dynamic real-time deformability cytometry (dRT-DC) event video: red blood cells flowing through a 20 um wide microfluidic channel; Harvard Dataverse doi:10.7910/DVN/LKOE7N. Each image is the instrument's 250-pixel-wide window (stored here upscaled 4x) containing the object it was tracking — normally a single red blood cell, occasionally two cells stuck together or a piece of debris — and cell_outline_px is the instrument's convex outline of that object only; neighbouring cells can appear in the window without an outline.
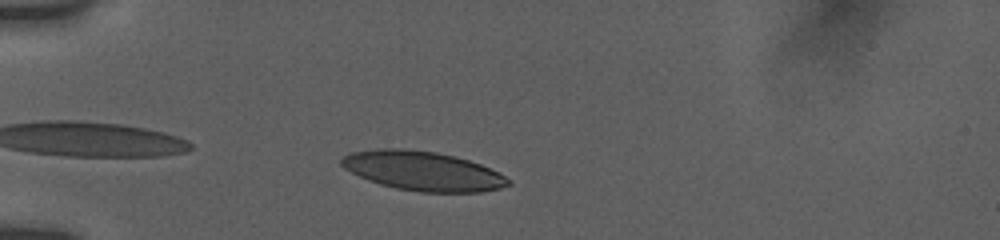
{"species": "human", "species_latin": "Homo sapiens", "temperature_condition": "room temperature", "stored_images_in_passage": 22, "camera_frame_rate_fps": 3000, "um_per_image_px": 0.085, "donor": {"sex": "female"}, "frame": {"image": 1, "passage_image": 4, "time_ms": 0.667, "image_size_px": [1000, 240], "cell_outline_px": [[512, 184], [500, 188], [480, 192], [420, 192], [396, 188], [380, 184], [368, 180], [344, 168], [340, 164], [340, 160], [348, 152], [380, 148], [396, 148], [436, 152], [456, 156], [480, 164], [512, 180]], "centroid_in_image_um": [35.92, 14.53], "position_along_channel_um": 49.1, "area_um2": 38.09}}
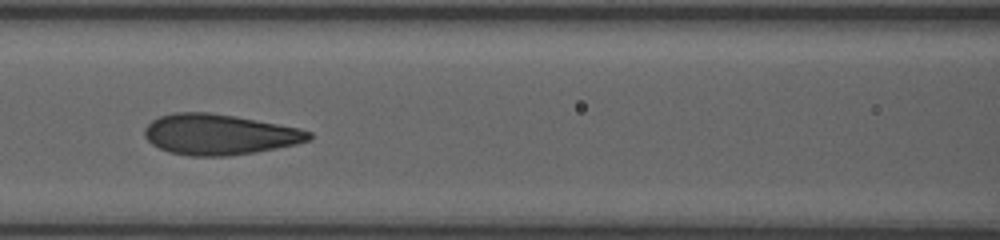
{"frame": {"image": 2, "passage_image": 17, "time_ms": 4.0, "image_size_px": [1000, 240], "cell_outline_px": [[312, 140], [296, 144], [256, 152], [228, 156], [188, 156], [168, 152], [152, 144], [144, 136], [144, 128], [152, 120], [160, 116], [176, 112], [208, 112], [236, 116], [300, 128], [312, 132]], "centroid_in_image_um": [18.65, 11.43], "position_along_channel_um": 148.0, "area_um2": 39.07}}
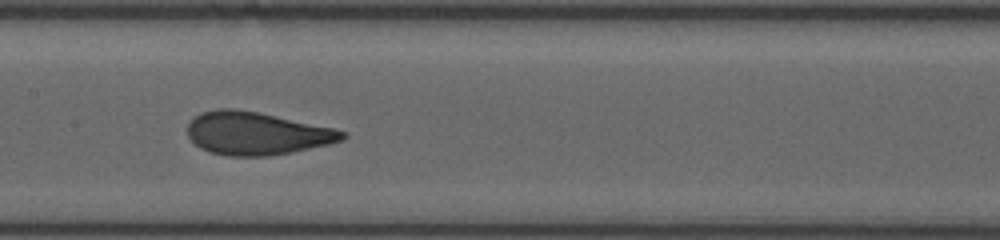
{"frame": {"image": 3, "passage_image": 21, "time_ms": 5.0, "image_size_px": [1000, 240], "cell_outline_px": [[348, 136], [344, 140], [328, 144], [268, 156], [228, 156], [212, 152], [200, 148], [188, 136], [188, 124], [200, 112], [216, 108], [236, 108], [256, 112], [332, 128], [348, 132]], "centroid_in_image_um": [21.79, 11.33], "position_along_channel_um": 185.6, "area_um2": 38.26}}